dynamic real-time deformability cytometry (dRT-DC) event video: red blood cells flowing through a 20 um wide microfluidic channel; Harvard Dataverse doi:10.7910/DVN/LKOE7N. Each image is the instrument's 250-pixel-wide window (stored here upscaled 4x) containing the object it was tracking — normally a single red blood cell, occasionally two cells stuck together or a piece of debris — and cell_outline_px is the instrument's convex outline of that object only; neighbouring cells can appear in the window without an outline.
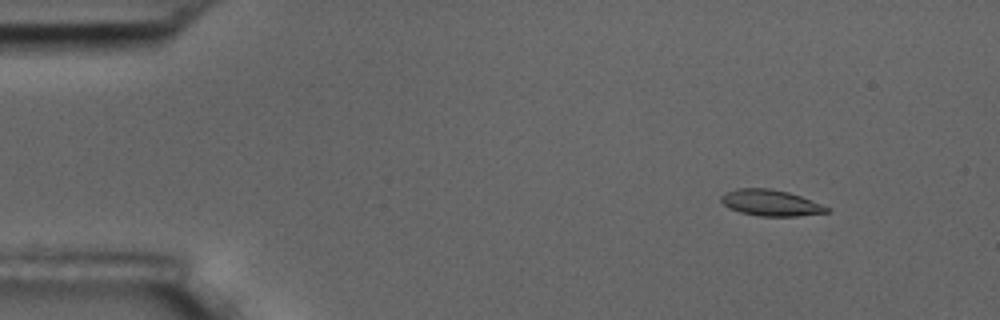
{"species": "common noctule bat (a hibernating species)", "species_latin": "Nyctalus noctula", "temperature_condition": "room temperature", "stored_images_in_passage": 11, "camera_frame_rate_fps": 3000, "um_per_image_px": 0.085, "animal": {"sex": "male", "body_mass_g": 17.5, "forearm_length_mm": 52.3}, "frame": {"image": 1, "passage_image": 2, "time_ms": 2.0, "image_size_px": [1000, 320], "cell_outline_px": [[828, 212], [796, 216], [760, 216], [740, 212], [728, 208], [720, 200], [720, 196], [724, 192], [736, 188], [768, 188], [788, 192], [800, 196], [828, 208]], "centroid_in_image_um": [65.41, 17.23], "position_along_channel_um": 19.6, "area_um2": 15.9}}
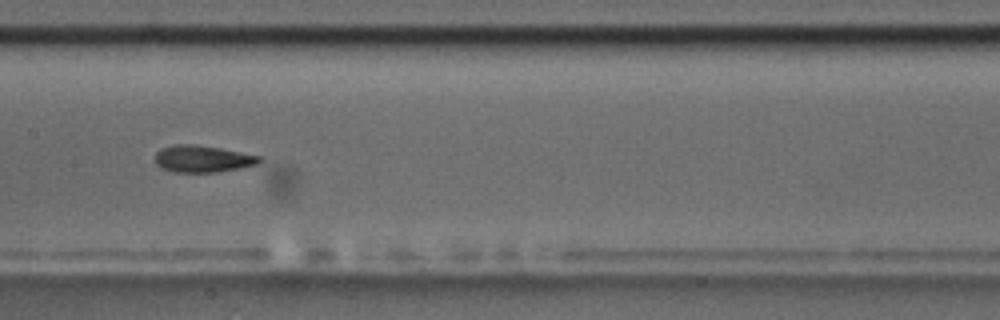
{"frame": {"image": 2, "passage_image": 8, "time_ms": 9.333, "image_size_px": [1000, 320], "cell_outline_px": [[264, 160], [256, 164], [240, 168], [216, 172], [172, 172], [160, 168], [156, 164], [156, 152], [160, 148], [172, 144], [192, 144], [220, 148], [264, 156]], "centroid_in_image_um": [17.23, 13.49], "position_along_channel_um": 190.2, "area_um2": 16.59}}
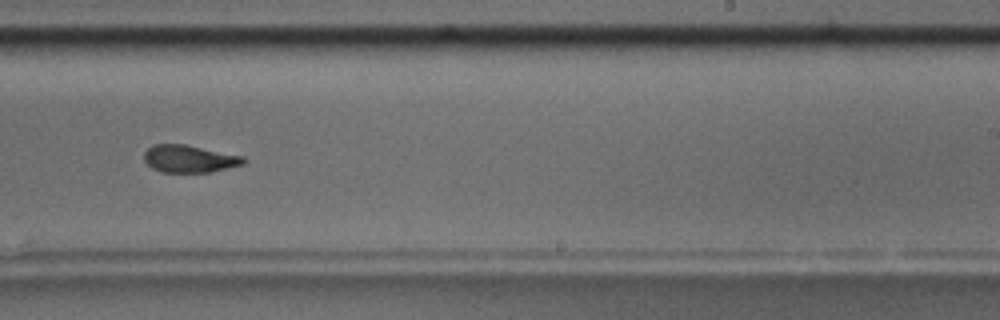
{"frame": {"image": 3, "passage_image": 10, "time_ms": 11.667, "image_size_px": [1000, 320], "cell_outline_px": [[248, 160], [244, 164], [208, 172], [160, 172], [152, 168], [144, 160], [144, 152], [152, 144], [184, 144], [244, 156]], "centroid_in_image_um": [16.09, 13.49], "position_along_channel_um": 272.9, "area_um2": 15.9}}